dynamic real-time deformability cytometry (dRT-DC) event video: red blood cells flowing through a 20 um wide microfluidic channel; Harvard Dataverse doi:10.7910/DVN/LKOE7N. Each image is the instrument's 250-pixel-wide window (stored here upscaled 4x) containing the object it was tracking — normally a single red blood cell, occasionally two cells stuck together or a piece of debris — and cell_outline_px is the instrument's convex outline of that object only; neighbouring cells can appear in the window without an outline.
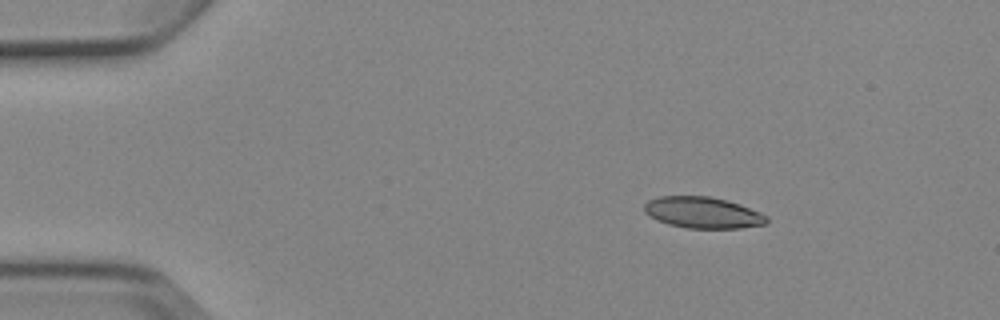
{"species": "Egyptian fruit bat (a non-hibernating species)", "species_latin": "Rousettus aegyptiacus", "temperature_condition": "cold", "stored_images_in_passage": 3, "camera_frame_rate_fps": 3000, "um_per_image_px": 0.085, "animal": {"sex": "female"}, "frame": {"image": 1, "passage_image": 1, "time_ms": 0.0, "image_size_px": [1000, 320], "cell_outline_px": [[768, 224], [740, 228], [688, 228], [668, 224], [656, 220], [648, 216], [644, 212], [644, 204], [648, 200], [660, 196], [708, 196], [728, 200], [740, 204], [760, 212], [768, 216]], "centroid_in_image_um": [59.74, 18.07], "position_along_channel_um": 25.3, "area_um2": 22.54}}